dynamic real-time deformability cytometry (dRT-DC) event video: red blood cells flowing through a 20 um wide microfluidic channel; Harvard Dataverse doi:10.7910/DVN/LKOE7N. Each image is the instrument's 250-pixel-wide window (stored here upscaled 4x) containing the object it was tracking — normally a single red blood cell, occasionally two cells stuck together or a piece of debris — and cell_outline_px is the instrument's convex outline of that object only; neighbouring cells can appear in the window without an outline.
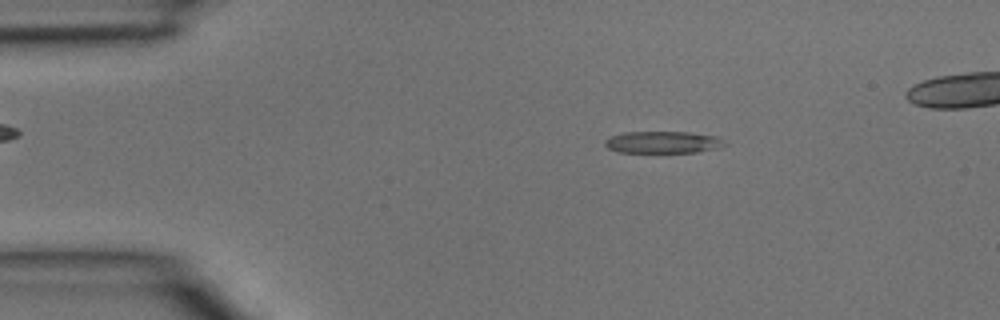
{"species": "common noctule bat (a hibernating species)", "species_latin": "Nyctalus noctula", "temperature_condition": "room temperature", "stored_images_in_passage": 4, "camera_frame_rate_fps": 3000, "um_per_image_px": 0.085, "animal": {"sex": "male", "body_mass_g": 15.6}, "frame": {"image": 1, "passage_image": 2, "time_ms": 0.333, "image_size_px": [1000, 320], "cell_outline_px": [[728, 144], [720, 148], [696, 152], [620, 152], [608, 148], [604, 144], [604, 140], [612, 136], [624, 132], [688, 132], [716, 136], [724, 140]], "centroid_in_image_um": [56.39, 12.09], "position_along_channel_um": 28.6, "area_um2": 15.32}}